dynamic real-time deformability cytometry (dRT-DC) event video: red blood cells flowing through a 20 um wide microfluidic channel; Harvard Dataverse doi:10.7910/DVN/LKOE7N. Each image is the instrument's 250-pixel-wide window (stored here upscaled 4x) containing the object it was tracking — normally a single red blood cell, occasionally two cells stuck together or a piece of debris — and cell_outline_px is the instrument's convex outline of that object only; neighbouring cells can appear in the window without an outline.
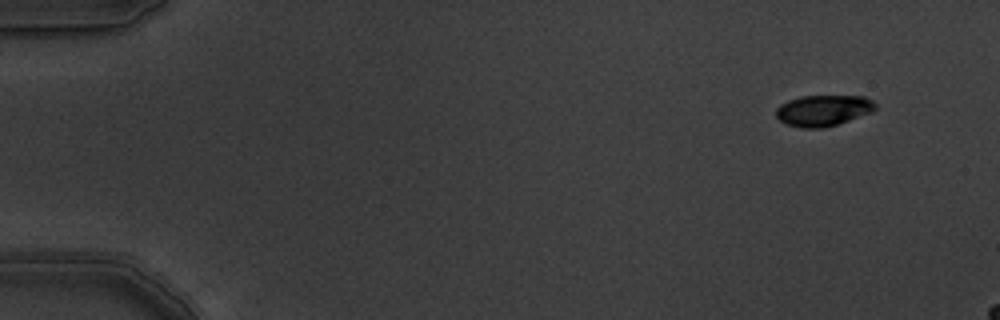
{"species": "common noctule bat (a hibernating species)", "species_latin": "Nyctalus noctula", "temperature_condition": "warm", "stored_images_in_passage": 5, "camera_frame_rate_fps": 3000, "um_per_image_px": 0.085, "animal": {"sex": "male", "body_mass_g": 19.5, "forearm_length_mm": 54.6}, "frame": {"image": 1, "passage_image": 5, "time_ms": 1.333, "image_size_px": [1000, 320], "cell_outline_px": [[876, 108], [872, 112], [836, 124], [820, 128], [800, 128], [784, 124], [776, 116], [776, 108], [780, 104], [788, 100], [800, 96], [864, 96], [872, 100], [876, 104]], "centroid_in_image_um": [69.94, 9.38], "position_along_channel_um": 15.1, "area_um2": 17.98}}